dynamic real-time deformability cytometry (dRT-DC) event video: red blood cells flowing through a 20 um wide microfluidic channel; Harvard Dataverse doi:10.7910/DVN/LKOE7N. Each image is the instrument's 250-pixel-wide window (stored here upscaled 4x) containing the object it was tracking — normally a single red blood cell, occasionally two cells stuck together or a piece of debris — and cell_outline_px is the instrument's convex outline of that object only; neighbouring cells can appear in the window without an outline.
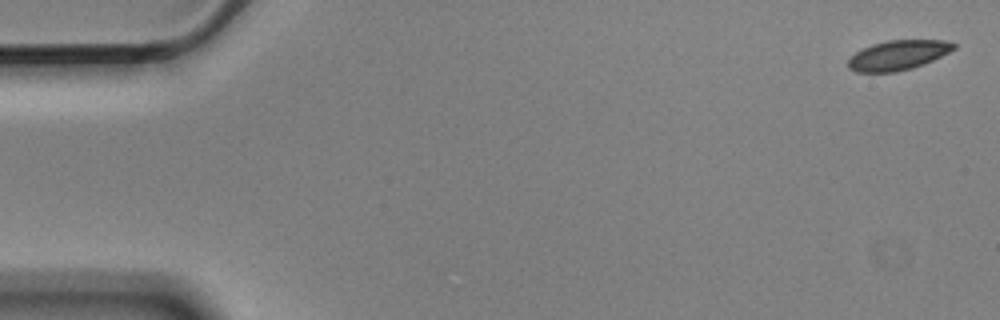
{"species": "Egyptian fruit bat (a non-hibernating species)", "species_latin": "Rousettus aegyptiacus", "temperature_condition": "cold", "stored_images_in_passage": 5, "camera_frame_rate_fps": 3000, "um_per_image_px": 0.085, "animal": {"sex": "male"}, "frame": {"image": 1, "passage_image": 1, "time_ms": 0.0, "image_size_px": [1000, 320], "cell_outline_px": [[956, 48], [924, 64], [912, 68], [896, 72], [856, 72], [848, 68], [848, 60], [856, 52], [872, 44], [888, 40], [944, 40], [956, 44]], "centroid_in_image_um": [76.32, 4.69], "position_along_channel_um": 8.7, "area_um2": 18.15}}